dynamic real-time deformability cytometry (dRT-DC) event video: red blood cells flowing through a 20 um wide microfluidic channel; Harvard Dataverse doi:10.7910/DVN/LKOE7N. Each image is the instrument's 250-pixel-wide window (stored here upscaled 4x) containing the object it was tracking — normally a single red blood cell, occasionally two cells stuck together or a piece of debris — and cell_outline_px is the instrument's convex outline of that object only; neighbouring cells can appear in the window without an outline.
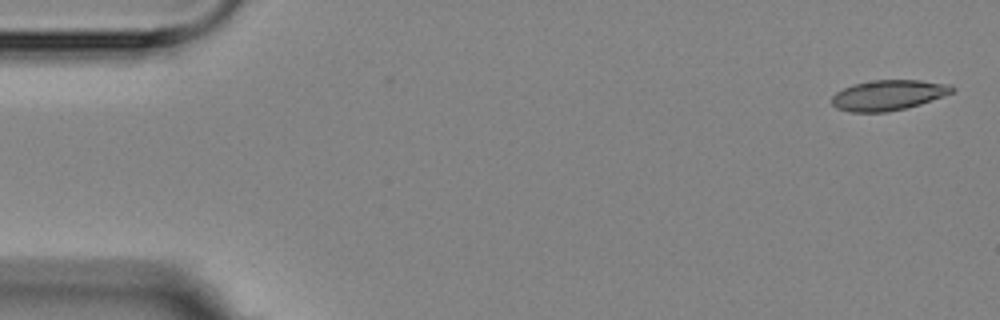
{"species": "Egyptian fruit bat (a non-hibernating species)", "species_latin": "Rousettus aegyptiacus", "temperature_condition": "room temperature", "stored_images_in_passage": 5, "camera_frame_rate_fps": 3000, "um_per_image_px": 0.085, "animal": {"sex": "female"}, "frame": {"image": 1, "passage_image": 1, "time_ms": 0.0, "image_size_px": [1000, 320], "cell_outline_px": [[956, 88], [952, 92], [920, 104], [888, 112], [848, 112], [836, 108], [832, 104], [832, 96], [836, 92], [852, 84], [872, 80], [920, 80], [948, 84]], "centroid_in_image_um": [75.46, 8.08], "position_along_channel_um": 9.5, "area_um2": 21.15}}